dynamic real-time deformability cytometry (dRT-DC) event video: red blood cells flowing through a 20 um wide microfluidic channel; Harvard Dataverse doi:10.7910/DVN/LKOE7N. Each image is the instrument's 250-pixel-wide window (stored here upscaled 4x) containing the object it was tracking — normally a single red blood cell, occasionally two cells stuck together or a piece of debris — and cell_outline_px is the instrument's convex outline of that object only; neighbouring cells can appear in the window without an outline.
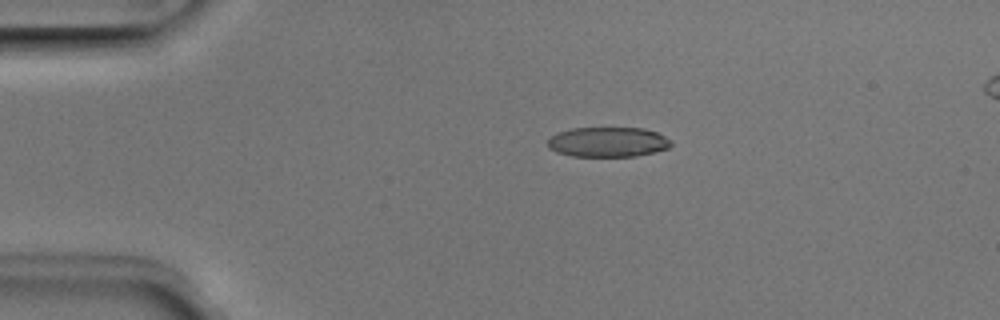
{"species": "Egyptian fruit bat (a non-hibernating species)", "species_latin": "Rousettus aegyptiacus", "temperature_condition": "room temperature", "stored_images_in_passage": 5, "camera_frame_rate_fps": 3000, "um_per_image_px": 0.085, "animal": {"sex": "male"}, "frame": {"image": 1, "passage_image": 3, "time_ms": 0.667, "image_size_px": [1000, 320], "cell_outline_px": [[672, 144], [668, 148], [636, 156], [572, 156], [556, 152], [548, 148], [548, 140], [556, 132], [572, 128], [644, 128], [656, 132], [672, 140]], "centroid_in_image_um": [51.65, 12.07], "position_along_channel_um": 33.3, "area_um2": 21.5}}